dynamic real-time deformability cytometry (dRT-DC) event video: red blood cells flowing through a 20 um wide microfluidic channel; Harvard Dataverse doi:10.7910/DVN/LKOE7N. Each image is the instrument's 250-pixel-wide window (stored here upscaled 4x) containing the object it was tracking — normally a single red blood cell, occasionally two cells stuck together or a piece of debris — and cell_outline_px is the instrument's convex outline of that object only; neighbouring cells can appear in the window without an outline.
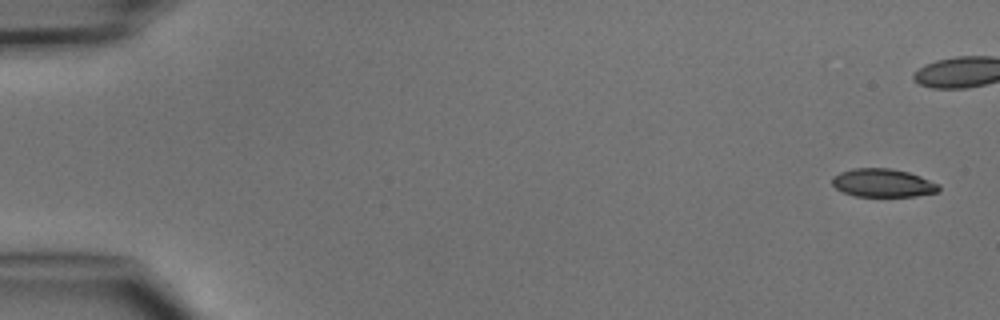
{"species": "common noctule bat (a hibernating species)", "species_latin": "Nyctalus noctula", "temperature_condition": "cold", "stored_images_in_passage": 7, "camera_frame_rate_fps": 3000, "um_per_image_px": 0.085, "animal": {"sex": "male", "body_mass_g": 15.6}, "frame": {"image": 1, "passage_image": 1, "time_ms": 0.0, "image_size_px": [1000, 320], "cell_outline_px": [[940, 188], [936, 192], [916, 196], [856, 196], [844, 192], [836, 188], [832, 184], [832, 176], [840, 172], [852, 168], [888, 168], [908, 172], [920, 176], [940, 184]], "centroid_in_image_um": [75.04, 15.54], "position_along_channel_um": 10.0, "area_um2": 17.51}}
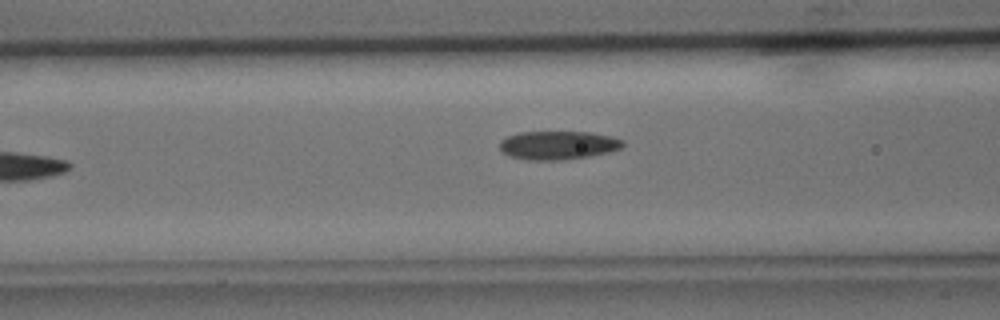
{"frame": {"image": 2, "passage_image": 7, "time_ms": 7.0, "image_size_px": [1000, 320], "cell_outline_px": [[624, 144], [620, 148], [608, 152], [588, 156], [564, 160], [528, 160], [508, 156], [500, 148], [500, 140], [508, 136], [520, 132], [592, 132], [612, 136], [624, 140]], "centroid_in_image_um": [47.44, 12.34], "position_along_channel_um": 119.2, "area_um2": 20.52}}